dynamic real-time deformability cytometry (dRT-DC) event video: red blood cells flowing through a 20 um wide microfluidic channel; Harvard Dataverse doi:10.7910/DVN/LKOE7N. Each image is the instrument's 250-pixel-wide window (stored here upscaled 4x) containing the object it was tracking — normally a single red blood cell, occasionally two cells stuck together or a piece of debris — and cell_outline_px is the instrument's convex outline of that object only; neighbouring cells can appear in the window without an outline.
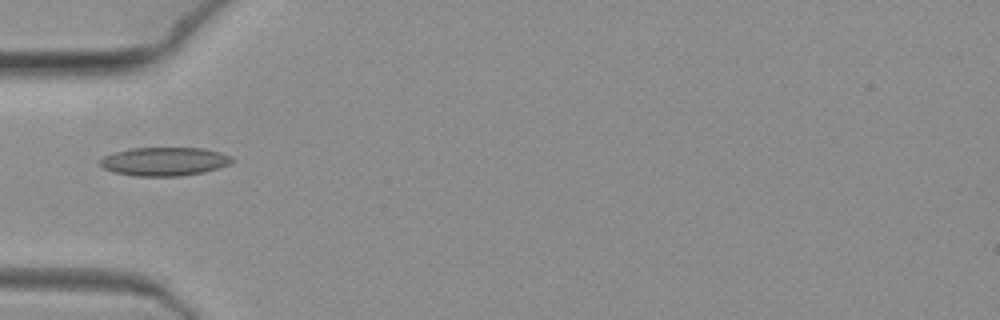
{"species": "common noctule bat (a hibernating species)", "species_latin": "Nyctalus noctula", "temperature_condition": "warm", "stored_images_in_passage": 4, "camera_frame_rate_fps": 3000, "um_per_image_px": 0.085, "animal": {"sex": "female", "body_mass_g": 19.3, "forearm_length_mm": 54.1}, "frame": {"image": 1, "passage_image": 1, "time_ms": 0.0, "image_size_px": [1000, 320], "cell_outline_px": [[232, 160], [228, 164], [204, 172], [180, 176], [136, 176], [112, 172], [104, 168], [100, 164], [100, 160], [104, 156], [112, 152], [128, 148], [204, 148], [220, 152], [232, 156]], "centroid_in_image_um": [13.93, 13.72], "position_along_channel_um": 71.1, "area_um2": 21.96}}
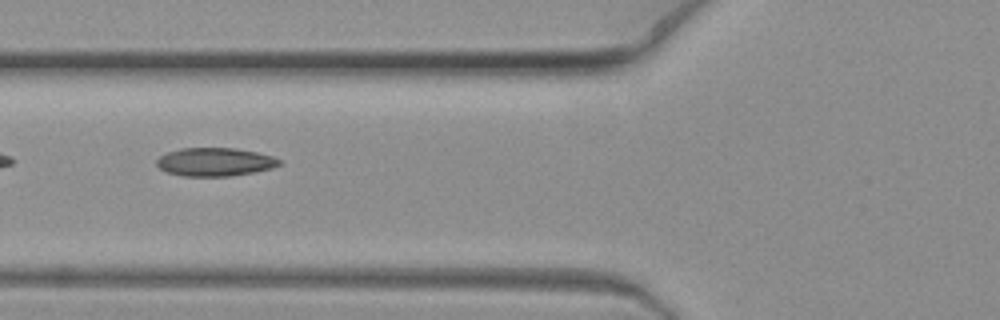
{"frame": {"image": 2, "passage_image": 2, "time_ms": 0.333, "image_size_px": [1000, 320], "cell_outline_px": [[280, 164], [272, 168], [256, 172], [232, 176], [184, 176], [168, 172], [160, 168], [156, 164], [156, 160], [160, 156], [168, 152], [180, 148], [236, 148], [256, 152], [272, 156], [280, 160]], "centroid_in_image_um": [18.27, 13.76], "position_along_channel_um": 107.5, "area_um2": 20.23}}
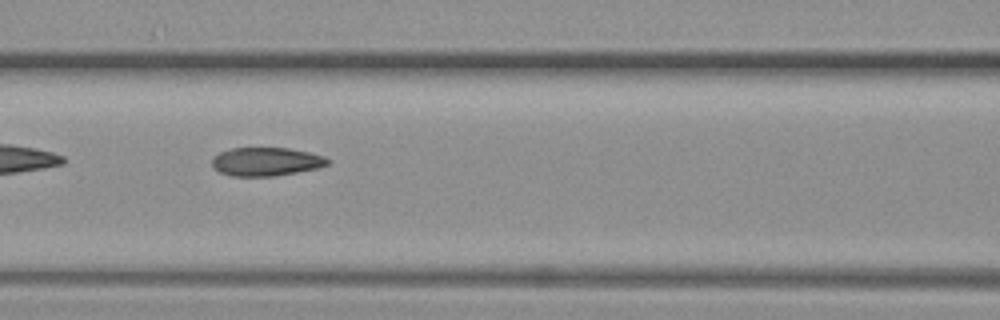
{"frame": {"image": 3, "passage_image": 3, "time_ms": 0.667, "image_size_px": [1000, 320], "cell_outline_px": [[332, 164], [316, 168], [296, 172], [272, 176], [232, 176], [220, 172], [212, 164], [212, 156], [220, 152], [232, 148], [288, 148], [308, 152], [324, 156], [332, 160]], "centroid_in_image_um": [22.65, 13.73], "position_along_channel_um": 144.0, "area_um2": 19.19}}